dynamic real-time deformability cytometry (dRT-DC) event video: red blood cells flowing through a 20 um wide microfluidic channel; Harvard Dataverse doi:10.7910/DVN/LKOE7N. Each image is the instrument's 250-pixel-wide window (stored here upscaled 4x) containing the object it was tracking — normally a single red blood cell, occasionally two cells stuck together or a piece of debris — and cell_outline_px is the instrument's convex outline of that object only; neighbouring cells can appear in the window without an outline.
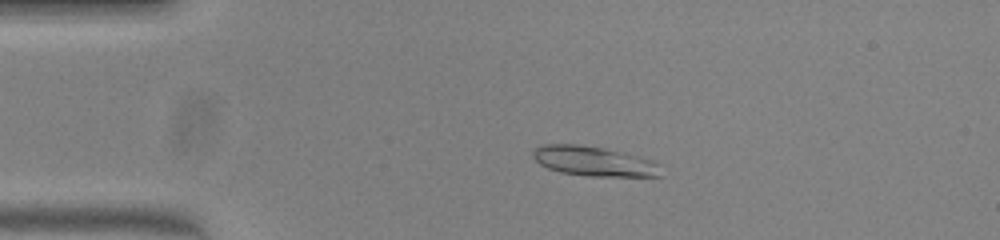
{"species": "common noctule bat (a hibernating species)", "species_latin": "Nyctalus noctula", "temperature_condition": "warm", "stored_images_in_passage": 50, "camera_frame_rate_fps": 3000, "um_per_image_px": 0.085, "animal": {"sex": "female", "body_mass_g": 23.0, "forearm_length_mm": 53.4}, "frame": {"image": 1, "passage_image": 10, "time_ms": 3.0, "image_size_px": [1000, 240], "cell_outline_px": [[664, 176], [588, 176], [560, 172], [548, 168], [540, 164], [532, 156], [532, 152], [536, 148], [544, 144], [576, 144], [608, 148], [652, 160], [656, 164]], "centroid_in_image_um": [50.46, 13.7], "position_along_channel_um": 34.5, "area_um2": 22.14}}
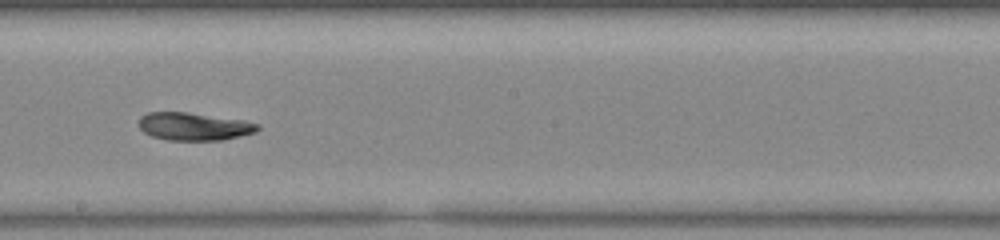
{"frame": {"image": 2, "passage_image": 28, "time_ms": 9.0, "image_size_px": [1000, 240], "cell_outline_px": [[260, 128], [256, 132], [240, 136], [220, 140], [168, 140], [152, 136], [144, 132], [140, 128], [140, 116], [148, 112], [188, 112], [244, 120], [260, 124]], "centroid_in_image_um": [16.51, 10.74], "position_along_channel_um": 231.7, "area_um2": 19.25}}
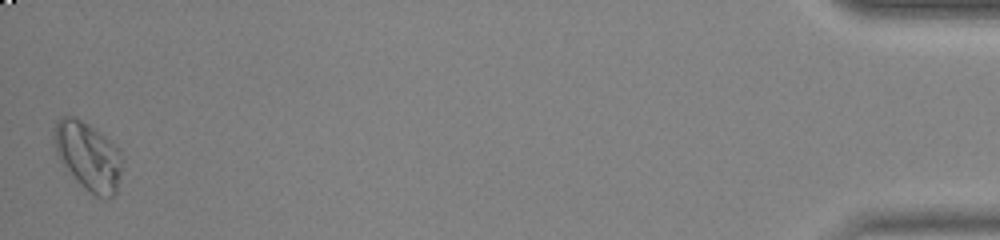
{"frame": {"image": 3, "passage_image": 50, "time_ms": 16.333, "image_size_px": [1000, 240], "cell_outline_px": [[120, 172], [116, 192], [108, 200], [104, 200], [96, 196], [60, 160], [52, 144], [52, 128], [56, 120], [60, 116], [72, 116], [88, 124], [104, 136], [120, 152]], "centroid_in_image_um": [7.44, 13.21], "position_along_channel_um": 427.8, "area_um2": 26.3}, "authors_computed_cell_mechanics": {"area_um2": 20.5768, "velocity_mm_per_s": 3.9771, "shape_relaxation_time_tau1_ms": 4.8979, "shape_relaxation_time_tau2_ms": 3.8488, "deformation_change_tau1": 0.159, "deformation_change_tau2": 0.0653}}